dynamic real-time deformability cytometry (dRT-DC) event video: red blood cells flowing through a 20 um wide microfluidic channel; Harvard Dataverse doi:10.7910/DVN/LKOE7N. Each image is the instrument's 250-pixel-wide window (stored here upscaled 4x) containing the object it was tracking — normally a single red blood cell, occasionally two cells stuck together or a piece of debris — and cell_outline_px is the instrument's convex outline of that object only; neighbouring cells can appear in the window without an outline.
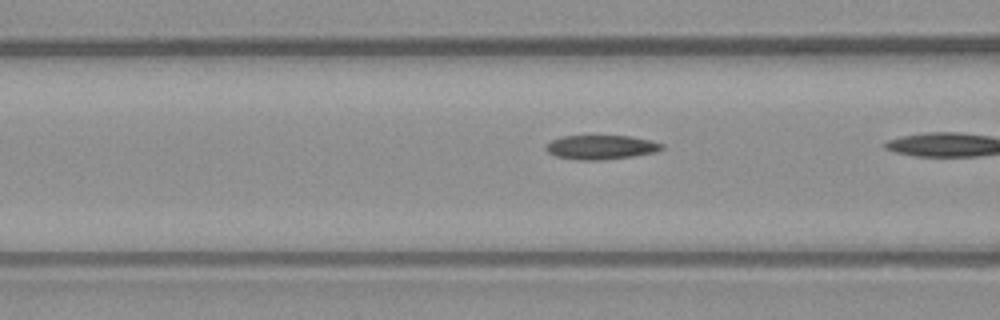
{"species": "common noctule bat (a hibernating species)", "species_latin": "Nyctalus noctula", "temperature_condition": "warm", "stored_images_in_passage": 22, "camera_frame_rate_fps": 3000, "um_per_image_px": 0.085, "animal": {"sex": "male", "body_mass_g": 23.1, "forearm_length_mm": 52.7}, "frame": {"image": 1, "passage_image": 15, "time_ms": 4.667, "image_size_px": [1000, 320], "cell_outline_px": [[664, 148], [656, 152], [632, 156], [600, 160], [580, 160], [556, 156], [548, 152], [544, 148], [544, 144], [560, 136], [632, 136], [652, 140], [664, 144]], "centroid_in_image_um": [51.08, 12.5], "position_along_channel_um": 115.5, "area_um2": 16.47}}
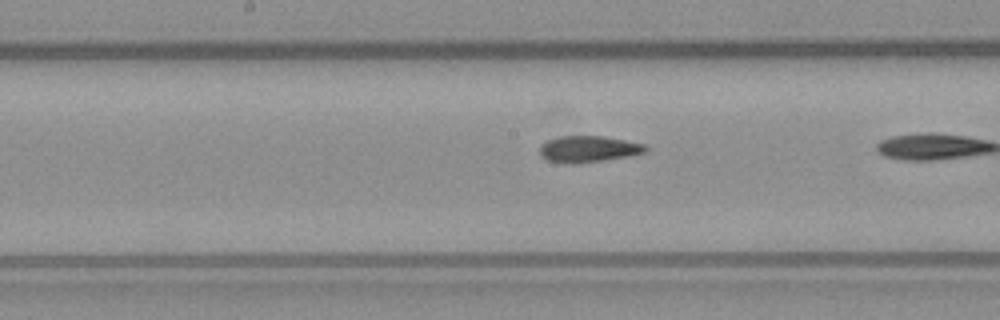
{"frame": {"image": 2, "passage_image": 21, "time_ms": 6.667, "image_size_px": [1000, 320], "cell_outline_px": [[648, 148], [644, 152], [632, 156], [576, 164], [564, 164], [548, 160], [540, 156], [540, 144], [548, 140], [560, 136], [600, 136], [624, 140], [644, 144]], "centroid_in_image_um": [49.98, 12.68], "position_along_channel_um": 198.2, "area_um2": 16.36}}